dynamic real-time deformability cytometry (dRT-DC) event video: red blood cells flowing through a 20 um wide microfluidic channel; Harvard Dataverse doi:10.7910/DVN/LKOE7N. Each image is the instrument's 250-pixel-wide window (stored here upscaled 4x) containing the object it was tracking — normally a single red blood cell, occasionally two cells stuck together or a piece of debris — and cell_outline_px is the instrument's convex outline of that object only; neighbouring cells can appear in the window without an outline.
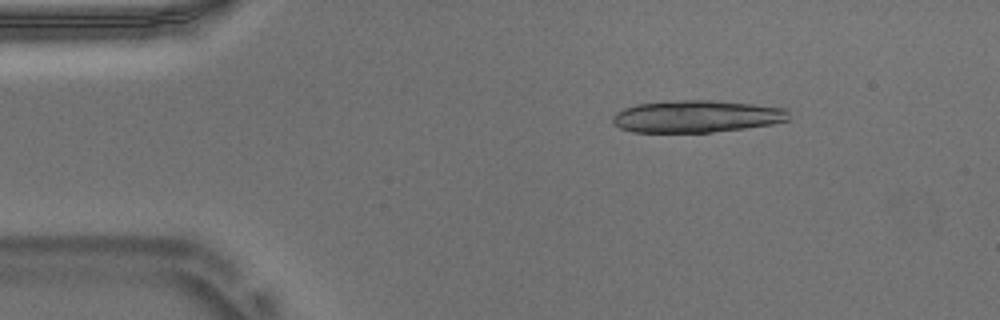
{"species": "Egyptian fruit bat (a non-hibernating species)", "species_latin": "Rousettus aegyptiacus", "temperature_condition": "warm", "stored_images_in_passage": 52, "camera_frame_rate_fps": 3000, "um_per_image_px": 0.085, "animal": {"sex": "male"}, "frame": {"image": 1, "passage_image": 8, "time_ms": 2.333, "image_size_px": [1000, 320], "cell_outline_px": [[788, 120], [772, 124], [744, 128], [712, 132], [632, 132], [620, 128], [612, 124], [612, 116], [616, 112], [624, 108], [636, 104], [668, 100], [712, 100], [752, 104], [788, 108]], "centroid_in_image_um": [59.17, 9.89], "position_along_channel_um": 25.8, "area_um2": 33.23}, "authors_computed_cell_mechanics": {"area_um2": 23.7847, "velocity_mm_per_s": 3.7331, "shape_relaxation_time_tau1_ms": null, "shape_relaxation_time_tau2_ms": 2.7551, "deformation_change_tau1": null, "deformation_change_tau2": 0.1349}}